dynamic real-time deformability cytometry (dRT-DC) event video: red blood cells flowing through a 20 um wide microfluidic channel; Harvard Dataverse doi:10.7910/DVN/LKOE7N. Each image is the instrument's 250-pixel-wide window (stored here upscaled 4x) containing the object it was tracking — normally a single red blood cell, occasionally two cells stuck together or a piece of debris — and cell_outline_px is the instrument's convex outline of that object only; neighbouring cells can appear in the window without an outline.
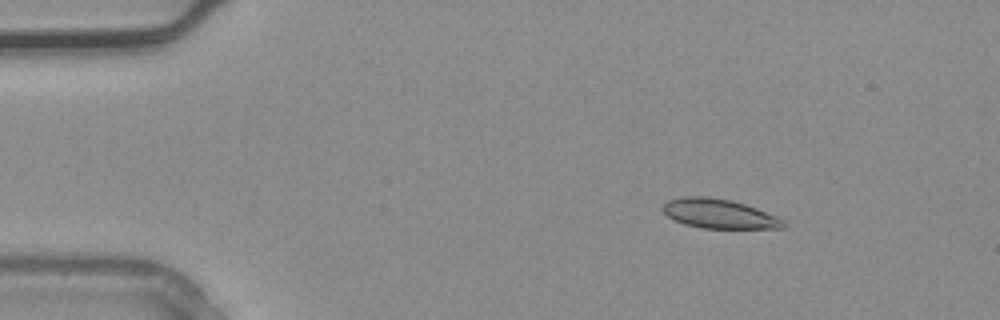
{"species": "common noctule bat (a hibernating species)", "species_latin": "Nyctalus noctula", "temperature_condition": "warm", "stored_images_in_passage": 2, "camera_frame_rate_fps": 3000, "um_per_image_px": 0.085, "animal": {"sex": "male", "body_mass_g": 20.4}, "frame": {"image": 1, "passage_image": 1, "time_ms": 0.0, "image_size_px": [1000, 320], "cell_outline_px": [[788, 224], [784, 228], [700, 228], [684, 224], [668, 216], [660, 208], [668, 200], [684, 196], [708, 196], [732, 200], [756, 208], [776, 216], [784, 220]], "centroid_in_image_um": [61.12, 18.16], "position_along_channel_um": 23.9, "area_um2": 20.69}}